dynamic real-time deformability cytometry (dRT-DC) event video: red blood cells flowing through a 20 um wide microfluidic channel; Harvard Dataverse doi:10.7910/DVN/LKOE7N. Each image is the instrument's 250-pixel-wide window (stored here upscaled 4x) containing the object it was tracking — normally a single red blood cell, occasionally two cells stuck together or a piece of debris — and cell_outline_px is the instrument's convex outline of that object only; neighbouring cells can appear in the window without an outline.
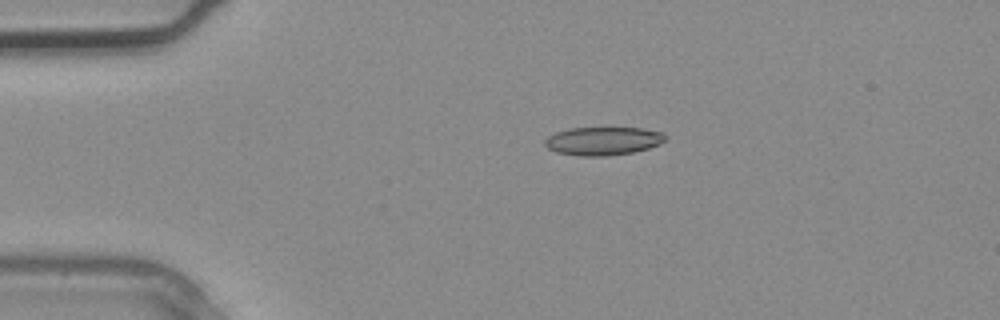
{"species": "common noctule bat (a hibernating species)", "species_latin": "Nyctalus noctula", "temperature_condition": "warm", "stored_images_in_passage": 4, "segment_of_instrument_passage": [1, 2], "camera_frame_rate_fps": 3000, "um_per_image_px": 0.085, "animal": {"sex": "male", "body_mass_g": 20.4}, "frame": {"image": 1, "passage_image": 2, "time_ms": 0.333, "image_size_px": [1000, 320], "cell_outline_px": [[668, 136], [660, 144], [648, 148], [632, 152], [604, 156], [580, 156], [556, 152], [548, 148], [544, 144], [544, 140], [548, 136], [556, 132], [572, 128], [644, 128], [660, 132]], "centroid_in_image_um": [51.25, 11.98], "position_along_channel_um": 33.8, "area_um2": 19.77}}
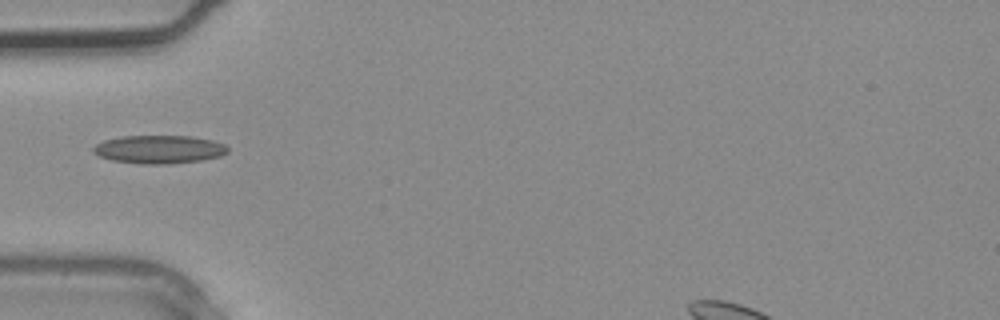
{"frame": {"image": 2, "passage_image": 3, "time_ms": 0.667, "image_size_px": [1000, 320], "cell_outline_px": [[228, 152], [220, 156], [200, 160], [168, 164], [140, 164], [112, 160], [100, 156], [92, 152], [92, 148], [96, 144], [104, 140], [124, 136], [192, 136], [212, 140], [224, 144], [228, 148]], "centroid_in_image_um": [13.51, 12.69], "position_along_channel_um": 71.5, "area_um2": 22.08}}